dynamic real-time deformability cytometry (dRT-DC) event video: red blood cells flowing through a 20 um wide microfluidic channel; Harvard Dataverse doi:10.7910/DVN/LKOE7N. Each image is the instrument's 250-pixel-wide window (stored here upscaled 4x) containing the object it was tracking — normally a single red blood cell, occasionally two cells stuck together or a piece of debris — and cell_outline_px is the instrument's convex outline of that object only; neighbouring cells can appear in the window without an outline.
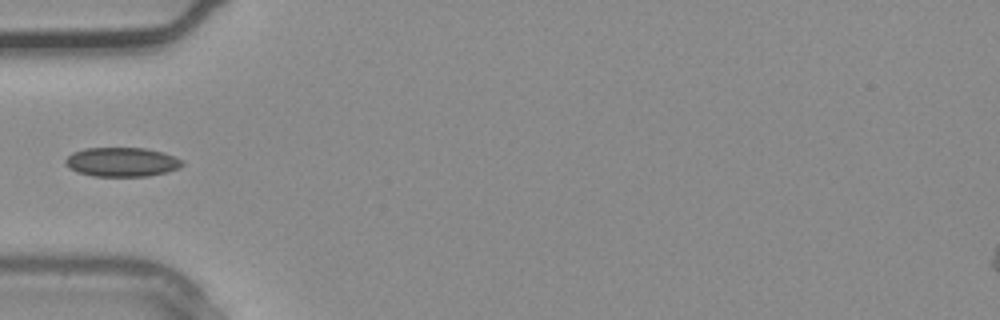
{"species": "common noctule bat (a hibernating species)", "species_latin": "Nyctalus noctula", "temperature_condition": "warm", "stored_images_in_passage": 29, "camera_frame_rate_fps": 3000, "um_per_image_px": 0.085, "animal": {"sex": "male", "body_mass_g": 20.4}, "frame": {"image": 1, "passage_image": 5, "time_ms": 1.333, "image_size_px": [1000, 320], "cell_outline_px": [[184, 164], [180, 168], [168, 172], [148, 176], [92, 176], [76, 172], [68, 168], [64, 164], [64, 160], [72, 152], [84, 148], [144, 148], [164, 152], [184, 160]], "centroid_in_image_um": [10.36, 13.77], "position_along_channel_um": 74.6, "area_um2": 20.23}}